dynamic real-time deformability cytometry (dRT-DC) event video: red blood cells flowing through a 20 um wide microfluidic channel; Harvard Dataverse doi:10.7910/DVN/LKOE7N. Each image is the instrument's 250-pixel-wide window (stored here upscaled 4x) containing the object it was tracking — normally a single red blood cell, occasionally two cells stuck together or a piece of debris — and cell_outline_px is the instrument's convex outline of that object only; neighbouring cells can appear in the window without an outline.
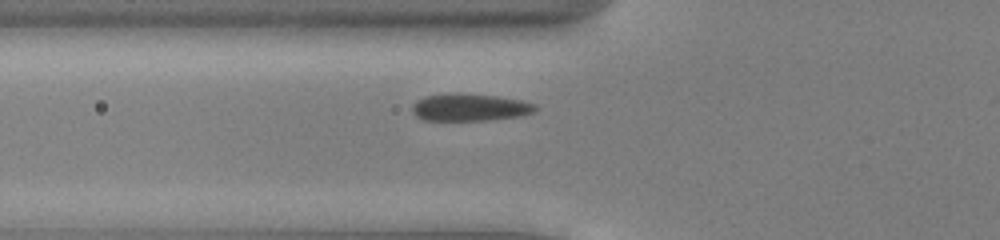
{"species": "common noctule bat (a hibernating species)", "species_latin": "Nyctalus noctula", "temperature_condition": "cold", "stored_images_in_passage": 35, "camera_frame_rate_fps": 3000, "um_per_image_px": 0.085, "animal": {"sex": "male", "body_mass_g": 13.0, "forearm_length_mm": 53.1}, "frame": {"image": 1, "passage_image": 2, "time_ms": 0.333, "image_size_px": [1000, 240], "cell_outline_px": [[540, 108], [536, 112], [524, 116], [484, 120], [424, 120], [416, 116], [412, 112], [412, 104], [416, 100], [424, 96], [456, 92], [496, 96], [520, 100], [536, 104]], "centroid_in_image_um": [39.96, 9.12], "position_along_channel_um": 85.8, "area_um2": 19.94}}
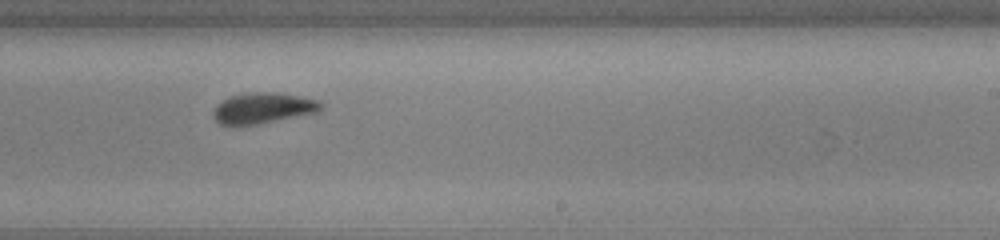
{"frame": {"image": 2, "passage_image": 16, "time_ms": 5.0, "image_size_px": [1000, 240], "cell_outline_px": [[324, 104], [316, 112], [236, 128], [220, 124], [212, 116], [212, 112], [216, 104], [232, 96], [252, 92], [276, 92], [300, 96], [320, 100]], "centroid_in_image_um": [22.3, 9.2], "position_along_channel_um": 266.7, "area_um2": 19.48}}
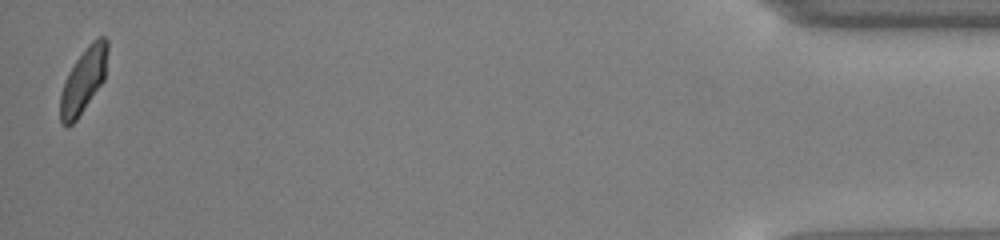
{"frame": {"image": 3, "passage_image": 35, "time_ms": 11.333, "image_size_px": [1000, 240], "cell_outline_px": [[108, 48], [104, 80], [76, 120], [68, 128], [64, 128], [60, 124], [60, 96], [68, 72], [76, 60], [88, 44], [92, 40], [100, 36], [104, 36], [108, 40]], "centroid_in_image_um": [7.08, 6.85], "position_along_channel_um": 428.1, "area_um2": 17.86}, "authors_computed_cell_mechanics": {"area_um2": 19.4786, "velocity_mm_per_s": 3.8783, "shape_relaxation_time_tau1_ms": 1.9204, "shape_relaxation_time_tau2_ms": null, "deformation_change_tau1": 0.1092, "deformation_change_tau2": null}}